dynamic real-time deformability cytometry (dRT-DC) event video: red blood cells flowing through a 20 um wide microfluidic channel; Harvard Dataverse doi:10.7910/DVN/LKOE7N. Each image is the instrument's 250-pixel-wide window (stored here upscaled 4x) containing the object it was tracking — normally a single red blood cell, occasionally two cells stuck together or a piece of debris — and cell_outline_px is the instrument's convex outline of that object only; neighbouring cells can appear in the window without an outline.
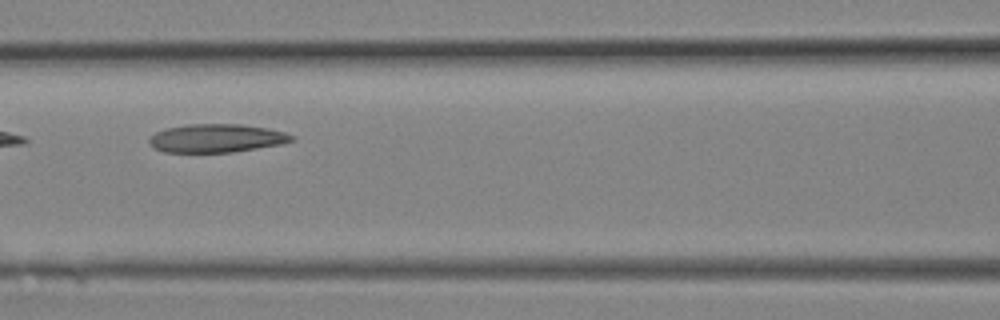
{"species": "Egyptian fruit bat (a non-hibernating species)", "species_latin": "Rousettus aegyptiacus", "temperature_condition": "room temperature", "stored_images_in_passage": 9, "camera_frame_rate_fps": 3000, "um_per_image_px": 0.085, "animal": {"sex": "female"}, "frame": {"image": 1, "passage_image": 8, "time_ms": 2.333, "image_size_px": [1000, 320], "cell_outline_px": [[296, 140], [284, 144], [232, 152], [164, 152], [152, 148], [148, 144], [148, 140], [156, 132], [164, 128], [188, 124], [244, 124], [268, 128], [284, 132], [296, 136]], "centroid_in_image_um": [18.43, 11.75], "position_along_channel_um": 148.2, "area_um2": 23.93}}